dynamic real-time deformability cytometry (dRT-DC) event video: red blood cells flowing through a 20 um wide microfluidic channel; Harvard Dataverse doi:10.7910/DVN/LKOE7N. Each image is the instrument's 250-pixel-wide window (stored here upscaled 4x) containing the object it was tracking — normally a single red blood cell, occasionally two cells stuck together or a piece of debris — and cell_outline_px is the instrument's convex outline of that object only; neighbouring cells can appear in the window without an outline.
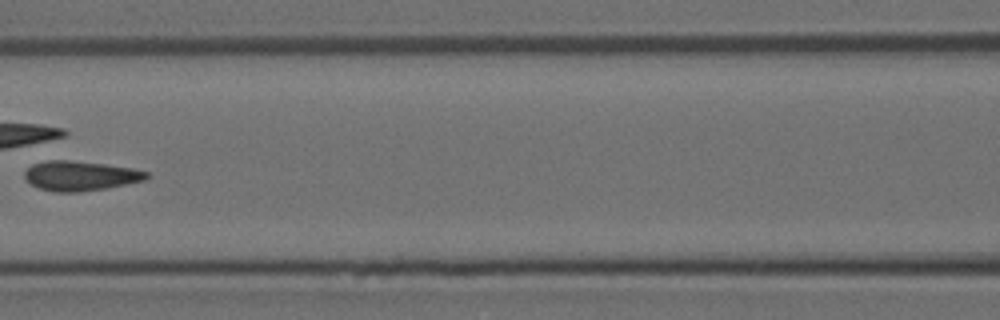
{"species": "Egyptian fruit bat (a non-hibernating species)", "species_latin": "Rousettus aegyptiacus", "temperature_condition": "room temperature", "stored_images_in_passage": 7, "camera_frame_rate_fps": 3000, "um_per_image_px": 0.085, "animal": {"sex": "female"}, "frame": {"image": 1, "passage_image": 7, "time_ms": 7.0, "image_size_px": [1000, 320], "cell_outline_px": [[152, 176], [144, 180], [108, 188], [76, 192], [52, 192], [40, 188], [32, 184], [24, 176], [24, 172], [32, 164], [48, 160], [68, 160], [104, 164], [132, 168], [148, 172]], "centroid_in_image_um": [6.85, 14.94], "position_along_channel_um": 159.8, "area_um2": 21.04}}